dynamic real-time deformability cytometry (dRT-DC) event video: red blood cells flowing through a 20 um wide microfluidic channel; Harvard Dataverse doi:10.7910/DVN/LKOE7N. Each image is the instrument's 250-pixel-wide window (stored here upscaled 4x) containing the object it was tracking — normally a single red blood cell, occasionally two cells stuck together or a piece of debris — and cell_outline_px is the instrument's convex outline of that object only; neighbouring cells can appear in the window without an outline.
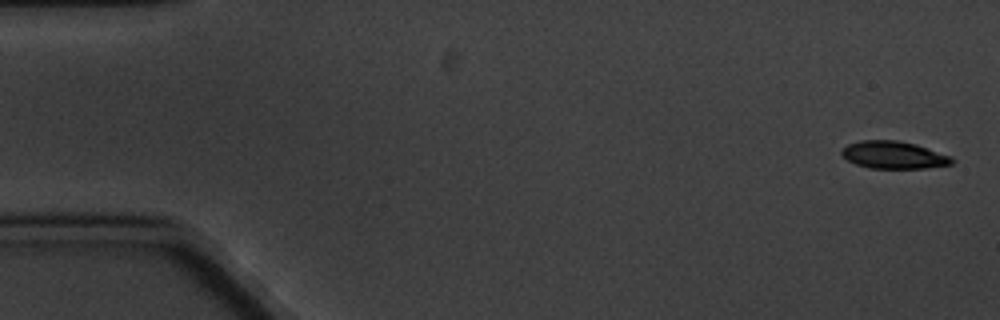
{"species": "common noctule bat (a hibernating species)", "species_latin": "Nyctalus noctula", "temperature_condition": "cold", "stored_images_in_passage": 6, "camera_frame_rate_fps": 3000, "um_per_image_px": 0.085, "animal": {"sex": "male", "body_mass_g": 20.1, "forearm_length_mm": 53.5}, "frame": {"image": 1, "passage_image": 1, "time_ms": 0.0, "image_size_px": [1000, 320], "cell_outline_px": [[956, 160], [952, 164], [924, 168], [868, 168], [856, 164], [848, 160], [840, 152], [848, 144], [860, 140], [896, 140], [916, 144], [952, 156]], "centroid_in_image_um": [75.99, 13.17], "position_along_channel_um": 9.0, "area_um2": 17.63}}
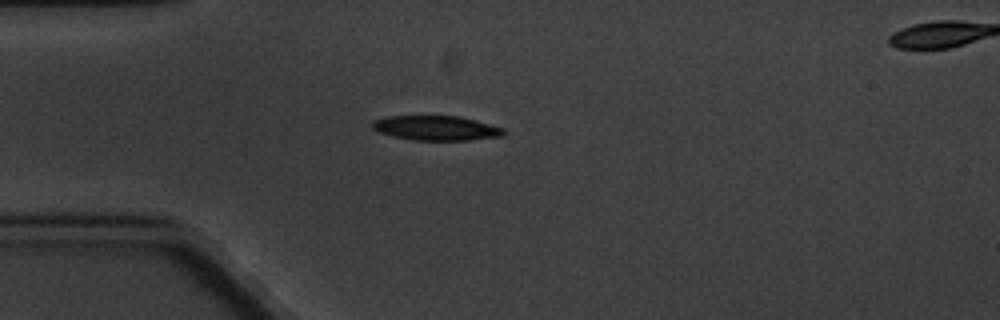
{"frame": {"image": 2, "passage_image": 5, "time_ms": 4.667, "image_size_px": [1000, 320], "cell_outline_px": [[504, 136], [468, 140], [416, 140], [396, 136], [380, 132], [372, 128], [372, 120], [384, 116], [460, 116], [476, 120], [504, 128]], "centroid_in_image_um": [37.09, 10.87], "position_along_channel_um": 47.9, "area_um2": 18.79}}